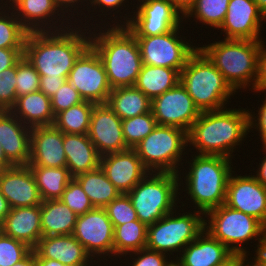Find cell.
<instances>
[{"instance_id":"38","label":"cell","mask_w":266,"mask_h":266,"mask_svg":"<svg viewBox=\"0 0 266 266\" xmlns=\"http://www.w3.org/2000/svg\"><path fill=\"white\" fill-rule=\"evenodd\" d=\"M156 126V119L153 117L152 111L122 120L123 136L127 147L133 149L145 139Z\"/></svg>"},{"instance_id":"45","label":"cell","mask_w":266,"mask_h":266,"mask_svg":"<svg viewBox=\"0 0 266 266\" xmlns=\"http://www.w3.org/2000/svg\"><path fill=\"white\" fill-rule=\"evenodd\" d=\"M50 100L55 116L59 112L78 105L84 101L80 93L68 81L60 86L57 92L50 97Z\"/></svg>"},{"instance_id":"63","label":"cell","mask_w":266,"mask_h":266,"mask_svg":"<svg viewBox=\"0 0 266 266\" xmlns=\"http://www.w3.org/2000/svg\"><path fill=\"white\" fill-rule=\"evenodd\" d=\"M166 266H182L175 258L170 260Z\"/></svg>"},{"instance_id":"23","label":"cell","mask_w":266,"mask_h":266,"mask_svg":"<svg viewBox=\"0 0 266 266\" xmlns=\"http://www.w3.org/2000/svg\"><path fill=\"white\" fill-rule=\"evenodd\" d=\"M33 251L36 259H52L66 266L97 264L96 260L91 258L84 246L73 235L42 236Z\"/></svg>"},{"instance_id":"46","label":"cell","mask_w":266,"mask_h":266,"mask_svg":"<svg viewBox=\"0 0 266 266\" xmlns=\"http://www.w3.org/2000/svg\"><path fill=\"white\" fill-rule=\"evenodd\" d=\"M127 255H129L131 258L133 256V262L128 263L132 266H166L170 261V257H167L168 255L154 250H150L148 248H143L141 250L127 253L125 255V258Z\"/></svg>"},{"instance_id":"14","label":"cell","mask_w":266,"mask_h":266,"mask_svg":"<svg viewBox=\"0 0 266 266\" xmlns=\"http://www.w3.org/2000/svg\"><path fill=\"white\" fill-rule=\"evenodd\" d=\"M135 8L126 25L134 36L162 35L187 22L168 0H144Z\"/></svg>"},{"instance_id":"42","label":"cell","mask_w":266,"mask_h":266,"mask_svg":"<svg viewBox=\"0 0 266 266\" xmlns=\"http://www.w3.org/2000/svg\"><path fill=\"white\" fill-rule=\"evenodd\" d=\"M26 243L5 235L0 231V266H13L21 261L30 251Z\"/></svg>"},{"instance_id":"40","label":"cell","mask_w":266,"mask_h":266,"mask_svg":"<svg viewBox=\"0 0 266 266\" xmlns=\"http://www.w3.org/2000/svg\"><path fill=\"white\" fill-rule=\"evenodd\" d=\"M128 2V4H129V1L128 0H90L89 1V5L90 6H88V8H87V13L90 15V12L92 11V12H95L94 14H97V11L98 10H96V9H100L99 11H98V13L99 12H102V14L101 13H99L100 15H102V16H104L105 15V17H106V15L108 16V15H112V12H113V18L115 19H111V17L112 16H110V18H107L108 20H111V23H113V24H111V23H109V21L106 23L105 21V19L103 20V17L101 18V22L103 23H100L101 24V26H103L104 25V28H105V25L106 26H120V24H121V26H126L128 23H129V21H130V19H131V13L130 12H128V13H126L125 14V16H121L120 14L122 13L120 10H122V9H124V8H122V7H127L126 5H125V3H127ZM92 7V8H91ZM94 7V8H93ZM120 7H121V9H120ZM93 9V10H91V9ZM106 8V9H105ZM120 9V10H119ZM110 10V11H109ZM117 10V11H116ZM106 11V12H105ZM109 11V13H107ZM115 11V12H114ZM120 12V13H119ZM104 13V14H103ZM107 13V14H106ZM118 14L119 13V17H118V15L117 16H114L115 14ZM130 13V14H129ZM127 14H129L128 15V17H127ZM117 17V18H116ZM130 17V18H129ZM121 19V20H118V19ZM122 18H124V19H122ZM117 20H118V22H117ZM124 20V21H123ZM116 21V22H115ZM120 21V22H119ZM123 22V23H122ZM116 23V24H115Z\"/></svg>"},{"instance_id":"31","label":"cell","mask_w":266,"mask_h":266,"mask_svg":"<svg viewBox=\"0 0 266 266\" xmlns=\"http://www.w3.org/2000/svg\"><path fill=\"white\" fill-rule=\"evenodd\" d=\"M179 82L178 70L143 64L134 86L152 100L175 87Z\"/></svg>"},{"instance_id":"25","label":"cell","mask_w":266,"mask_h":266,"mask_svg":"<svg viewBox=\"0 0 266 266\" xmlns=\"http://www.w3.org/2000/svg\"><path fill=\"white\" fill-rule=\"evenodd\" d=\"M179 255L175 259L182 266H218L227 262L234 253L204 229Z\"/></svg>"},{"instance_id":"10","label":"cell","mask_w":266,"mask_h":266,"mask_svg":"<svg viewBox=\"0 0 266 266\" xmlns=\"http://www.w3.org/2000/svg\"><path fill=\"white\" fill-rule=\"evenodd\" d=\"M184 210H181L183 213H179L175 209L147 226L146 248L168 254L170 257L174 256V253L180 254L190 242L194 241L205 229L204 213L198 210L184 213Z\"/></svg>"},{"instance_id":"36","label":"cell","mask_w":266,"mask_h":266,"mask_svg":"<svg viewBox=\"0 0 266 266\" xmlns=\"http://www.w3.org/2000/svg\"><path fill=\"white\" fill-rule=\"evenodd\" d=\"M230 0H195L193 6L183 16V19L196 18L195 22L210 26L214 29L221 27Z\"/></svg>"},{"instance_id":"53","label":"cell","mask_w":266,"mask_h":266,"mask_svg":"<svg viewBox=\"0 0 266 266\" xmlns=\"http://www.w3.org/2000/svg\"><path fill=\"white\" fill-rule=\"evenodd\" d=\"M180 13L185 15L193 6L195 0H168Z\"/></svg>"},{"instance_id":"4","label":"cell","mask_w":266,"mask_h":266,"mask_svg":"<svg viewBox=\"0 0 266 266\" xmlns=\"http://www.w3.org/2000/svg\"><path fill=\"white\" fill-rule=\"evenodd\" d=\"M191 157V163L187 161L189 170L182 176L186 181L184 191L190 196L186 200H192L194 209L205 214L225 204L227 183L234 167L232 159L220 155L193 154Z\"/></svg>"},{"instance_id":"47","label":"cell","mask_w":266,"mask_h":266,"mask_svg":"<svg viewBox=\"0 0 266 266\" xmlns=\"http://www.w3.org/2000/svg\"><path fill=\"white\" fill-rule=\"evenodd\" d=\"M89 1L90 0H55V2H56V5H57V7L61 10V12L66 16L67 15V18L70 20V19H73V18H75V17H73V16H75V14L74 13H76L77 12V17H78V19L77 18H75V20H73L74 21V23L75 22H77L76 24H78V23H80V25L81 26H83V27H86V28H89V27H91L90 26V22L89 21H91L92 19H95V20H93V22L92 23H94V21L96 22L97 20H96V18H93V13H91L92 15L89 17V15H86L85 13H84V11H82V9L81 8H83V10H85L86 11V9H87V7L89 6ZM81 2V3H80ZM85 2V3H84ZM84 3V4H83ZM87 3V4H86ZM86 4V5H85ZM77 5V6H76ZM80 5H81V7H80ZM82 6H84V7H82ZM85 6H86V8H85ZM74 8V9H73ZM79 8V9H78ZM73 10V11H72ZM77 10V11H76ZM79 10H81L80 12H79ZM69 11V12H68ZM76 11V12H75ZM72 14H71V13ZM79 12V13H78ZM82 12V13H81ZM67 13V14H66ZM81 13V14H80ZM84 13V14H83ZM79 15H81V16H85L84 18L83 17H79ZM71 16V17H70ZM90 19H88V18ZM79 18H83V19H85V23H83V19H79ZM92 18V19H91ZM77 20H79V22L77 21ZM86 20H87V22H86ZM87 23V24H86ZM85 24V25H84ZM89 25V26H88Z\"/></svg>"},{"instance_id":"6","label":"cell","mask_w":266,"mask_h":266,"mask_svg":"<svg viewBox=\"0 0 266 266\" xmlns=\"http://www.w3.org/2000/svg\"><path fill=\"white\" fill-rule=\"evenodd\" d=\"M180 83L200 112L224 109L229 99L236 95L222 73L199 48L180 72Z\"/></svg>"},{"instance_id":"57","label":"cell","mask_w":266,"mask_h":266,"mask_svg":"<svg viewBox=\"0 0 266 266\" xmlns=\"http://www.w3.org/2000/svg\"><path fill=\"white\" fill-rule=\"evenodd\" d=\"M14 165L7 159L6 155L4 154L2 145L0 143V170L1 169H6V168H11Z\"/></svg>"},{"instance_id":"24","label":"cell","mask_w":266,"mask_h":266,"mask_svg":"<svg viewBox=\"0 0 266 266\" xmlns=\"http://www.w3.org/2000/svg\"><path fill=\"white\" fill-rule=\"evenodd\" d=\"M31 129L10 110L0 111V143L13 165L29 164Z\"/></svg>"},{"instance_id":"27","label":"cell","mask_w":266,"mask_h":266,"mask_svg":"<svg viewBox=\"0 0 266 266\" xmlns=\"http://www.w3.org/2000/svg\"><path fill=\"white\" fill-rule=\"evenodd\" d=\"M63 148L73 178L100 167L101 156L87 134L63 133Z\"/></svg>"},{"instance_id":"39","label":"cell","mask_w":266,"mask_h":266,"mask_svg":"<svg viewBox=\"0 0 266 266\" xmlns=\"http://www.w3.org/2000/svg\"><path fill=\"white\" fill-rule=\"evenodd\" d=\"M40 75L23 55L16 63V94L17 97L39 90Z\"/></svg>"},{"instance_id":"30","label":"cell","mask_w":266,"mask_h":266,"mask_svg":"<svg viewBox=\"0 0 266 266\" xmlns=\"http://www.w3.org/2000/svg\"><path fill=\"white\" fill-rule=\"evenodd\" d=\"M107 105L122 120L151 111V100L135 86L112 89L108 97Z\"/></svg>"},{"instance_id":"11","label":"cell","mask_w":266,"mask_h":266,"mask_svg":"<svg viewBox=\"0 0 266 266\" xmlns=\"http://www.w3.org/2000/svg\"><path fill=\"white\" fill-rule=\"evenodd\" d=\"M180 28L183 30L184 26L180 25L162 35L135 36L140 48L142 64L172 68L181 72L198 46H193L192 41H186L185 36L180 35Z\"/></svg>"},{"instance_id":"43","label":"cell","mask_w":266,"mask_h":266,"mask_svg":"<svg viewBox=\"0 0 266 266\" xmlns=\"http://www.w3.org/2000/svg\"><path fill=\"white\" fill-rule=\"evenodd\" d=\"M105 210L114 227L138 220L136 210L127 194H120L105 207Z\"/></svg>"},{"instance_id":"48","label":"cell","mask_w":266,"mask_h":266,"mask_svg":"<svg viewBox=\"0 0 266 266\" xmlns=\"http://www.w3.org/2000/svg\"><path fill=\"white\" fill-rule=\"evenodd\" d=\"M264 94L266 95V92ZM262 102L263 104L260 105V108L258 107L257 115L255 111L252 112L253 110L248 109V125L249 133L253 131L252 128L256 129L260 133L258 135L261 137L260 140L262 141L263 147H266V96Z\"/></svg>"},{"instance_id":"21","label":"cell","mask_w":266,"mask_h":266,"mask_svg":"<svg viewBox=\"0 0 266 266\" xmlns=\"http://www.w3.org/2000/svg\"><path fill=\"white\" fill-rule=\"evenodd\" d=\"M0 191L11 208L42 204L33 173L28 165L0 170Z\"/></svg>"},{"instance_id":"18","label":"cell","mask_w":266,"mask_h":266,"mask_svg":"<svg viewBox=\"0 0 266 266\" xmlns=\"http://www.w3.org/2000/svg\"><path fill=\"white\" fill-rule=\"evenodd\" d=\"M266 17L254 0H230L221 27L225 39L262 40V22Z\"/></svg>"},{"instance_id":"60","label":"cell","mask_w":266,"mask_h":266,"mask_svg":"<svg viewBox=\"0 0 266 266\" xmlns=\"http://www.w3.org/2000/svg\"><path fill=\"white\" fill-rule=\"evenodd\" d=\"M257 256L266 264V236Z\"/></svg>"},{"instance_id":"50","label":"cell","mask_w":266,"mask_h":266,"mask_svg":"<svg viewBox=\"0 0 266 266\" xmlns=\"http://www.w3.org/2000/svg\"><path fill=\"white\" fill-rule=\"evenodd\" d=\"M23 54L24 48H0V73L13 67Z\"/></svg>"},{"instance_id":"44","label":"cell","mask_w":266,"mask_h":266,"mask_svg":"<svg viewBox=\"0 0 266 266\" xmlns=\"http://www.w3.org/2000/svg\"><path fill=\"white\" fill-rule=\"evenodd\" d=\"M17 100L16 64L0 73V111L10 110Z\"/></svg>"},{"instance_id":"62","label":"cell","mask_w":266,"mask_h":266,"mask_svg":"<svg viewBox=\"0 0 266 266\" xmlns=\"http://www.w3.org/2000/svg\"><path fill=\"white\" fill-rule=\"evenodd\" d=\"M0 0V5L6 8H12L20 0ZM3 4V5H2Z\"/></svg>"},{"instance_id":"34","label":"cell","mask_w":266,"mask_h":266,"mask_svg":"<svg viewBox=\"0 0 266 266\" xmlns=\"http://www.w3.org/2000/svg\"><path fill=\"white\" fill-rule=\"evenodd\" d=\"M114 257L146 248L147 226L139 219L114 227ZM116 255V256H115Z\"/></svg>"},{"instance_id":"28","label":"cell","mask_w":266,"mask_h":266,"mask_svg":"<svg viewBox=\"0 0 266 266\" xmlns=\"http://www.w3.org/2000/svg\"><path fill=\"white\" fill-rule=\"evenodd\" d=\"M10 111L30 128L51 126L55 120L50 97L40 90L17 97Z\"/></svg>"},{"instance_id":"54","label":"cell","mask_w":266,"mask_h":266,"mask_svg":"<svg viewBox=\"0 0 266 266\" xmlns=\"http://www.w3.org/2000/svg\"><path fill=\"white\" fill-rule=\"evenodd\" d=\"M10 210L11 207L7 199L3 196L2 192L0 191V224L5 220Z\"/></svg>"},{"instance_id":"32","label":"cell","mask_w":266,"mask_h":266,"mask_svg":"<svg viewBox=\"0 0 266 266\" xmlns=\"http://www.w3.org/2000/svg\"><path fill=\"white\" fill-rule=\"evenodd\" d=\"M75 179L82 186L94 207L105 208L121 193L108 180L105 172L99 167L91 172L77 175Z\"/></svg>"},{"instance_id":"1","label":"cell","mask_w":266,"mask_h":266,"mask_svg":"<svg viewBox=\"0 0 266 266\" xmlns=\"http://www.w3.org/2000/svg\"><path fill=\"white\" fill-rule=\"evenodd\" d=\"M89 45L90 28L73 23L71 28L58 31L28 32L23 55L40 76L68 77L75 60Z\"/></svg>"},{"instance_id":"5","label":"cell","mask_w":266,"mask_h":266,"mask_svg":"<svg viewBox=\"0 0 266 266\" xmlns=\"http://www.w3.org/2000/svg\"><path fill=\"white\" fill-rule=\"evenodd\" d=\"M260 46L261 40L225 38L202 47L198 44L236 93L249 86L255 92Z\"/></svg>"},{"instance_id":"16","label":"cell","mask_w":266,"mask_h":266,"mask_svg":"<svg viewBox=\"0 0 266 266\" xmlns=\"http://www.w3.org/2000/svg\"><path fill=\"white\" fill-rule=\"evenodd\" d=\"M225 205L258 219L266 227V187L252 174H230Z\"/></svg>"},{"instance_id":"61","label":"cell","mask_w":266,"mask_h":266,"mask_svg":"<svg viewBox=\"0 0 266 266\" xmlns=\"http://www.w3.org/2000/svg\"><path fill=\"white\" fill-rule=\"evenodd\" d=\"M257 4L259 10L264 14L266 17V0H254Z\"/></svg>"},{"instance_id":"33","label":"cell","mask_w":266,"mask_h":266,"mask_svg":"<svg viewBox=\"0 0 266 266\" xmlns=\"http://www.w3.org/2000/svg\"><path fill=\"white\" fill-rule=\"evenodd\" d=\"M42 201L60 199L67 184L73 179L67 167L29 166Z\"/></svg>"},{"instance_id":"22","label":"cell","mask_w":266,"mask_h":266,"mask_svg":"<svg viewBox=\"0 0 266 266\" xmlns=\"http://www.w3.org/2000/svg\"><path fill=\"white\" fill-rule=\"evenodd\" d=\"M28 166L66 167L63 132L54 125L33 127Z\"/></svg>"},{"instance_id":"3","label":"cell","mask_w":266,"mask_h":266,"mask_svg":"<svg viewBox=\"0 0 266 266\" xmlns=\"http://www.w3.org/2000/svg\"><path fill=\"white\" fill-rule=\"evenodd\" d=\"M90 24V46L100 57L111 88L134 86L143 65L134 34L126 26L104 29L100 24Z\"/></svg>"},{"instance_id":"12","label":"cell","mask_w":266,"mask_h":266,"mask_svg":"<svg viewBox=\"0 0 266 266\" xmlns=\"http://www.w3.org/2000/svg\"><path fill=\"white\" fill-rule=\"evenodd\" d=\"M67 81L80 93L84 101L105 104L111 93L104 65L89 45L75 60Z\"/></svg>"},{"instance_id":"20","label":"cell","mask_w":266,"mask_h":266,"mask_svg":"<svg viewBox=\"0 0 266 266\" xmlns=\"http://www.w3.org/2000/svg\"><path fill=\"white\" fill-rule=\"evenodd\" d=\"M100 167L121 194L130 192L148 173L134 149L100 158Z\"/></svg>"},{"instance_id":"9","label":"cell","mask_w":266,"mask_h":266,"mask_svg":"<svg viewBox=\"0 0 266 266\" xmlns=\"http://www.w3.org/2000/svg\"><path fill=\"white\" fill-rule=\"evenodd\" d=\"M186 146L188 147V139L185 130L157 125L133 149L149 172L179 174L180 167L183 168L181 161H187L183 158L187 154Z\"/></svg>"},{"instance_id":"59","label":"cell","mask_w":266,"mask_h":266,"mask_svg":"<svg viewBox=\"0 0 266 266\" xmlns=\"http://www.w3.org/2000/svg\"><path fill=\"white\" fill-rule=\"evenodd\" d=\"M255 257V258H254ZM253 259H249L248 257L245 258L244 266H266V264L257 256L254 255ZM248 258V259H247ZM247 260H252L251 262ZM248 262V263H247ZM251 263V264H250ZM250 264V265H249Z\"/></svg>"},{"instance_id":"56","label":"cell","mask_w":266,"mask_h":266,"mask_svg":"<svg viewBox=\"0 0 266 266\" xmlns=\"http://www.w3.org/2000/svg\"><path fill=\"white\" fill-rule=\"evenodd\" d=\"M245 258L244 256L234 254L227 262L218 266H243Z\"/></svg>"},{"instance_id":"58","label":"cell","mask_w":266,"mask_h":266,"mask_svg":"<svg viewBox=\"0 0 266 266\" xmlns=\"http://www.w3.org/2000/svg\"><path fill=\"white\" fill-rule=\"evenodd\" d=\"M36 266H66L52 259H36Z\"/></svg>"},{"instance_id":"7","label":"cell","mask_w":266,"mask_h":266,"mask_svg":"<svg viewBox=\"0 0 266 266\" xmlns=\"http://www.w3.org/2000/svg\"><path fill=\"white\" fill-rule=\"evenodd\" d=\"M181 179L180 173L149 172L127 193L142 223L146 226L152 225L166 214L178 209V203H181L182 207L185 206L178 198L181 194L179 191L184 186Z\"/></svg>"},{"instance_id":"29","label":"cell","mask_w":266,"mask_h":266,"mask_svg":"<svg viewBox=\"0 0 266 266\" xmlns=\"http://www.w3.org/2000/svg\"><path fill=\"white\" fill-rule=\"evenodd\" d=\"M77 217L60 199L42 201L41 228L43 236L72 235Z\"/></svg>"},{"instance_id":"35","label":"cell","mask_w":266,"mask_h":266,"mask_svg":"<svg viewBox=\"0 0 266 266\" xmlns=\"http://www.w3.org/2000/svg\"><path fill=\"white\" fill-rule=\"evenodd\" d=\"M94 105L93 102L83 101L63 110L55 116L53 125L63 133L87 134Z\"/></svg>"},{"instance_id":"17","label":"cell","mask_w":266,"mask_h":266,"mask_svg":"<svg viewBox=\"0 0 266 266\" xmlns=\"http://www.w3.org/2000/svg\"><path fill=\"white\" fill-rule=\"evenodd\" d=\"M87 135L100 156L128 150L122 130V119L107 105L95 104Z\"/></svg>"},{"instance_id":"8","label":"cell","mask_w":266,"mask_h":266,"mask_svg":"<svg viewBox=\"0 0 266 266\" xmlns=\"http://www.w3.org/2000/svg\"><path fill=\"white\" fill-rule=\"evenodd\" d=\"M204 217H208L204 219L205 230L235 255L248 257V247L243 245L250 240H257V250H254L258 255L266 236V227L258 219L225 204L209 210Z\"/></svg>"},{"instance_id":"49","label":"cell","mask_w":266,"mask_h":266,"mask_svg":"<svg viewBox=\"0 0 266 266\" xmlns=\"http://www.w3.org/2000/svg\"><path fill=\"white\" fill-rule=\"evenodd\" d=\"M255 91L260 93L266 91V46L261 40L260 51L258 54L257 78L255 81Z\"/></svg>"},{"instance_id":"52","label":"cell","mask_w":266,"mask_h":266,"mask_svg":"<svg viewBox=\"0 0 266 266\" xmlns=\"http://www.w3.org/2000/svg\"><path fill=\"white\" fill-rule=\"evenodd\" d=\"M264 155L266 154V147H263ZM261 162V163H260ZM259 162L257 171H256V175L253 176L257 179L258 182H260L264 187H266V155L262 158V160Z\"/></svg>"},{"instance_id":"15","label":"cell","mask_w":266,"mask_h":266,"mask_svg":"<svg viewBox=\"0 0 266 266\" xmlns=\"http://www.w3.org/2000/svg\"><path fill=\"white\" fill-rule=\"evenodd\" d=\"M151 111L157 125L177 127L187 133L201 113L180 82L153 98Z\"/></svg>"},{"instance_id":"26","label":"cell","mask_w":266,"mask_h":266,"mask_svg":"<svg viewBox=\"0 0 266 266\" xmlns=\"http://www.w3.org/2000/svg\"><path fill=\"white\" fill-rule=\"evenodd\" d=\"M1 231L34 248L43 236L41 228V205L11 208L0 224Z\"/></svg>"},{"instance_id":"41","label":"cell","mask_w":266,"mask_h":266,"mask_svg":"<svg viewBox=\"0 0 266 266\" xmlns=\"http://www.w3.org/2000/svg\"><path fill=\"white\" fill-rule=\"evenodd\" d=\"M60 200L66 204L77 216L94 209L87 194L79 182L73 178L65 188Z\"/></svg>"},{"instance_id":"19","label":"cell","mask_w":266,"mask_h":266,"mask_svg":"<svg viewBox=\"0 0 266 266\" xmlns=\"http://www.w3.org/2000/svg\"><path fill=\"white\" fill-rule=\"evenodd\" d=\"M11 10L28 32L58 31L73 24V21L62 14L55 0H20ZM58 22L61 24L59 25Z\"/></svg>"},{"instance_id":"55","label":"cell","mask_w":266,"mask_h":266,"mask_svg":"<svg viewBox=\"0 0 266 266\" xmlns=\"http://www.w3.org/2000/svg\"><path fill=\"white\" fill-rule=\"evenodd\" d=\"M13 266H36V257L33 249L21 261Z\"/></svg>"},{"instance_id":"2","label":"cell","mask_w":266,"mask_h":266,"mask_svg":"<svg viewBox=\"0 0 266 266\" xmlns=\"http://www.w3.org/2000/svg\"><path fill=\"white\" fill-rule=\"evenodd\" d=\"M249 132L248 109L224 108L201 112L187 133L188 146L197 155H220L233 158L234 149ZM198 152V153H197Z\"/></svg>"},{"instance_id":"13","label":"cell","mask_w":266,"mask_h":266,"mask_svg":"<svg viewBox=\"0 0 266 266\" xmlns=\"http://www.w3.org/2000/svg\"><path fill=\"white\" fill-rule=\"evenodd\" d=\"M72 235L84 246L93 260L97 258V263L100 258L114 256V226L105 208L95 207L78 216Z\"/></svg>"},{"instance_id":"37","label":"cell","mask_w":266,"mask_h":266,"mask_svg":"<svg viewBox=\"0 0 266 266\" xmlns=\"http://www.w3.org/2000/svg\"><path fill=\"white\" fill-rule=\"evenodd\" d=\"M5 8L0 5V48H24L28 31L21 25L14 12L10 8Z\"/></svg>"},{"instance_id":"51","label":"cell","mask_w":266,"mask_h":266,"mask_svg":"<svg viewBox=\"0 0 266 266\" xmlns=\"http://www.w3.org/2000/svg\"><path fill=\"white\" fill-rule=\"evenodd\" d=\"M66 81L67 77L48 78L47 76H40L39 90L46 96L52 97Z\"/></svg>"}]
</instances>
